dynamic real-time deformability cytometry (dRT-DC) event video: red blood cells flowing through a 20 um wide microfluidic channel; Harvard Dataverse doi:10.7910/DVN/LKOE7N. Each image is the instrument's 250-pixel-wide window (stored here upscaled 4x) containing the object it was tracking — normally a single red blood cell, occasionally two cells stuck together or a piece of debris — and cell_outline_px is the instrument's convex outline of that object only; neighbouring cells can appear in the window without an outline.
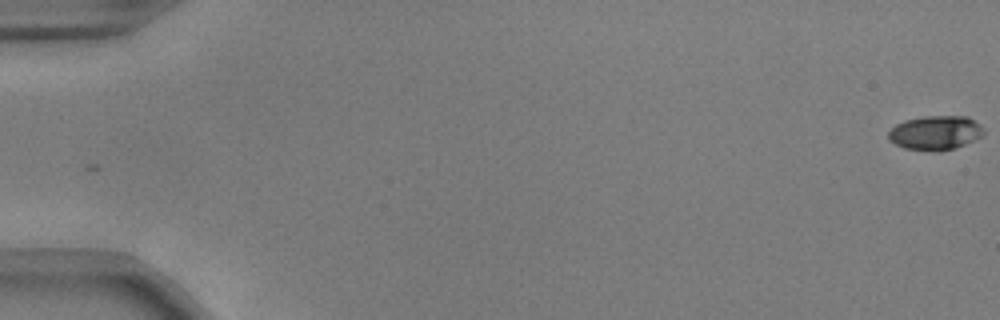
{"species": "common noctule bat (a hibernating species)", "species_latin": "Nyctalus noctula", "temperature_condition": "warm", "stored_images_in_passage": 21, "camera_frame_rate_fps": 3000, "um_per_image_px": 0.085, "animal": {"sex": "male", "body_mass_g": 17.9, "forearm_length_mm": 54.2}, "frame": {"image": 1, "passage_image": 1, "time_ms": 0.0, "image_size_px": [1000, 320], "cell_outline_px": [[984, 132], [980, 136], [956, 148], [940, 152], [932, 152], [904, 148], [888, 140], [888, 132], [896, 124], [904, 120], [924, 116], [968, 116], [980, 124], [984, 128]], "centroid_in_image_um": [79.49, 11.29], "position_along_channel_um": 5.5, "area_um2": 19.19}}
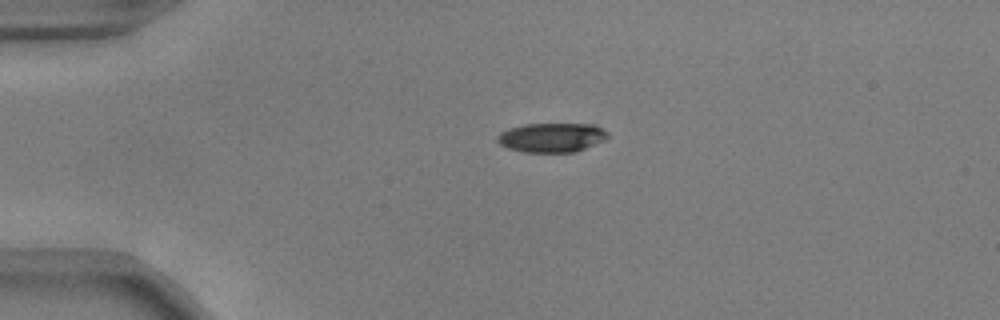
{"frame": {"image": 2, "passage_image": 14, "time_ms": 4.333, "image_size_px": [1000, 320], "cell_outline_px": [[608, 136], [604, 140], [576, 152], [524, 152], [508, 148], [500, 144], [496, 140], [496, 136], [500, 132], [508, 128], [524, 124], [596, 124], [608, 132]], "centroid_in_image_um": [46.88, 11.68], "position_along_channel_um": 38.1, "area_um2": 18.96}}